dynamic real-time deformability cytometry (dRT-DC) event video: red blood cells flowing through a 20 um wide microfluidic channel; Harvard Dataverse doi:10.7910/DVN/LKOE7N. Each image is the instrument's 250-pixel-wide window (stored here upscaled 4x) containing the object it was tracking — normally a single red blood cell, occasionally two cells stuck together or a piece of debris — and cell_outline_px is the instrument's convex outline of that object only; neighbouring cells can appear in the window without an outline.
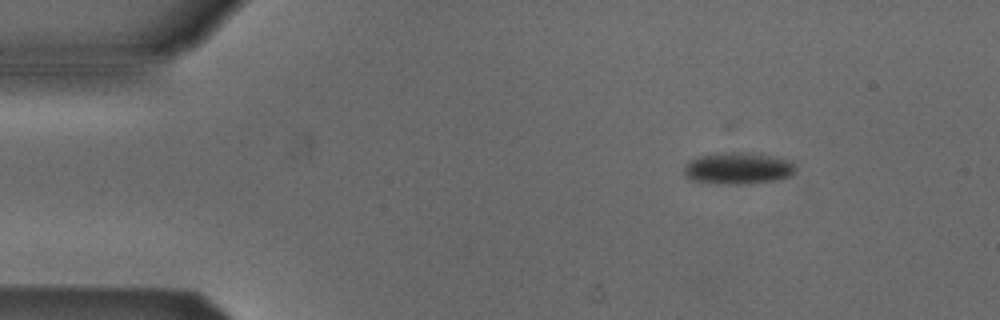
{"species": "Egyptian fruit bat (a non-hibernating species)", "species_latin": "Rousettus aegyptiacus", "temperature_condition": "cold", "stored_images_in_passage": 3, "camera_frame_rate_fps": 3000, "um_per_image_px": 0.085, "animal": {"sex": "male"}, "frame": {"image": 1, "passage_image": 1, "time_ms": 0.0, "image_size_px": [1000, 320], "cell_outline_px": [[796, 172], [792, 176], [776, 180], [748, 184], [732, 184], [688, 180], [684, 176], [684, 164], [700, 156], [732, 152], [740, 152], [776, 156], [792, 160], [796, 164]], "centroid_in_image_um": [62.8, 14.31], "position_along_channel_um": 22.2, "area_um2": 20.81}}